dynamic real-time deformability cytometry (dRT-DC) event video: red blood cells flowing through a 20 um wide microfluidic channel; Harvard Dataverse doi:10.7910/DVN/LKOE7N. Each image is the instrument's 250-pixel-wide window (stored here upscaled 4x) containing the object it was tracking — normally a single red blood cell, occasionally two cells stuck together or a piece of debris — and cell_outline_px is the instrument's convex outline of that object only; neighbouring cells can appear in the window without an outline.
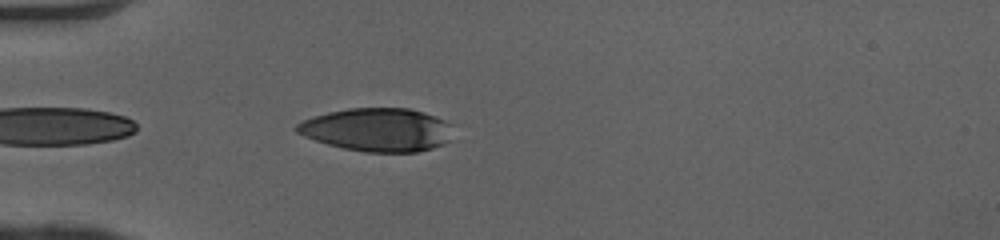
{"species": "human", "species_latin": "Homo sapiens", "temperature_condition": "cold", "stored_images_in_passage": 35, "camera_frame_rate_fps": 3000, "um_per_image_px": 0.085, "donor": {"sex": "female"}, "frame": {"image": 1, "passage_image": 2, "time_ms": 0.333, "image_size_px": [1000, 240], "cell_outline_px": [[452, 124], [448, 140], [444, 144], [432, 148], [416, 152], [364, 152], [344, 148], [328, 144], [304, 136], [296, 132], [296, 124], [304, 120], [328, 112], [348, 108], [408, 108], [424, 112], [436, 116]], "centroid_in_image_um": [32.09, 11.02], "position_along_channel_um": 52.9, "area_um2": 39.25}}
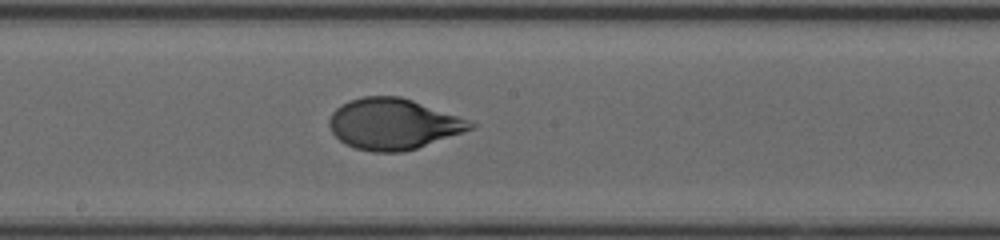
{"frame": {"image": 2, "passage_image": 15, "time_ms": 4.667, "image_size_px": [1000, 240], "cell_outline_px": [[476, 124], [472, 128], [416, 148], [404, 152], [372, 152], [356, 148], [344, 144], [332, 132], [328, 124], [328, 120], [332, 112], [336, 108], [348, 100], [364, 96], [400, 96], [412, 100], [468, 120]], "centroid_in_image_um": [33.34, 10.53], "position_along_channel_um": 214.9, "area_um2": 41.38}}
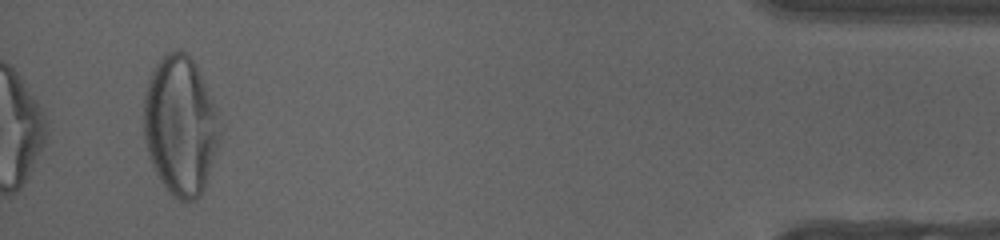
{"frame": {"image": 3, "passage_image": 35, "time_ms": 11.333, "image_size_px": [1000, 240], "cell_outline_px": [[220, 140], [204, 188], [200, 196], [196, 200], [180, 200], [172, 196], [168, 192], [156, 172], [152, 164], [144, 140], [144, 96], [148, 80], [156, 64], [168, 52], [184, 52], [192, 60], [216, 108]], "centroid_in_image_um": [15.31, 10.73], "position_along_channel_um": 419.9, "area_um2": 60.69}, "authors_computed_cell_mechanics": {"area_um2": 42.3096, "velocity_mm_per_s": 4.0751, "shape_relaxation_time_tau1_ms": 3.485, "shape_relaxation_time_tau2_ms": null, "deformation_change_tau1": 0.2059, "deformation_change_tau2": null}}